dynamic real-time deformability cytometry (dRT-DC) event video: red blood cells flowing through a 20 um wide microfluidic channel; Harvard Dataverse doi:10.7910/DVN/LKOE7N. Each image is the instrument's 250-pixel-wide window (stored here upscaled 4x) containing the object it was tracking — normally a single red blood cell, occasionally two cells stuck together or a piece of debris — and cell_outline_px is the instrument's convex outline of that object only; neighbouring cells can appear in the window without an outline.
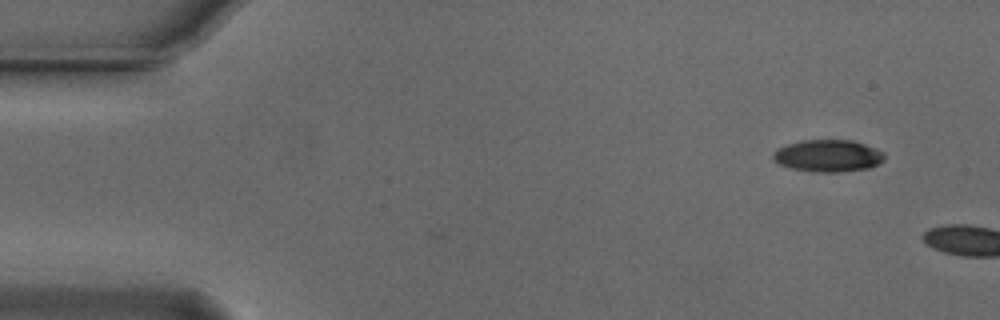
{"species": "Egyptian fruit bat (a non-hibernating species)", "species_latin": "Rousettus aegyptiacus", "temperature_condition": "cold", "stored_images_in_passage": 4, "camera_frame_rate_fps": 3000, "um_per_image_px": 0.085, "animal": {"sex": "male"}, "frame": {"image": 1, "passage_image": 1, "time_ms": 0.0, "image_size_px": [1000, 320], "cell_outline_px": [[884, 160], [868, 168], [840, 172], [816, 172], [792, 168], [780, 164], [772, 160], [772, 152], [776, 148], [800, 140], [852, 140], [876, 148], [884, 152]], "centroid_in_image_um": [70.35, 13.23], "position_along_channel_um": 14.7, "area_um2": 20.87}}